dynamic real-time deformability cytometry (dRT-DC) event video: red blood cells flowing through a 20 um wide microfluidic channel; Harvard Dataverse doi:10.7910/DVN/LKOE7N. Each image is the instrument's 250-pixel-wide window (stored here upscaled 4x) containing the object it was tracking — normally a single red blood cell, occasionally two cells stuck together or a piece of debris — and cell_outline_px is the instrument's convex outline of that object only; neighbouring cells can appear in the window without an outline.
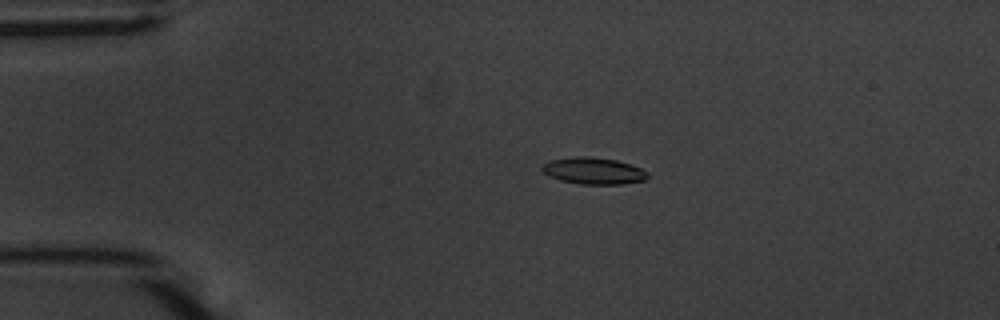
{"species": "common noctule bat (a hibernating species)", "species_latin": "Nyctalus noctula", "temperature_condition": "warm", "stored_images_in_passage": 56, "camera_frame_rate_fps": 3000, "um_per_image_px": 0.085, "animal": {"sex": "male", "body_mass_g": 20.1, "forearm_length_mm": 53.5}, "frame": {"image": 1, "passage_image": 13, "time_ms": 4.0, "image_size_px": [1000, 320], "cell_outline_px": [[648, 176], [644, 180], [620, 184], [580, 184], [560, 180], [548, 176], [540, 168], [548, 160], [572, 156], [588, 156], [616, 160], [640, 168], [648, 172]], "centroid_in_image_um": [50.39, 14.51], "position_along_channel_um": 34.6, "area_um2": 16.42}}
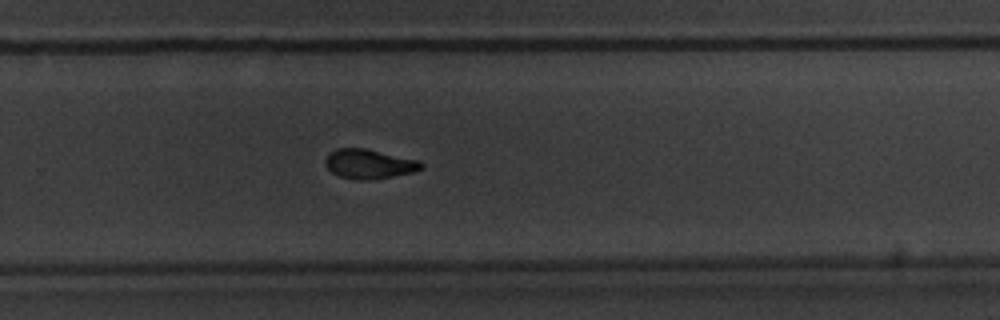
{"frame": {"image": 2, "passage_image": 38, "time_ms": 12.333, "image_size_px": [1000, 320], "cell_outline_px": [[424, 168], [412, 172], [372, 180], [360, 180], [340, 176], [332, 172], [324, 164], [324, 160], [328, 152], [336, 148], [364, 148], [420, 160], [424, 164]], "centroid_in_image_um": [31.36, 13.92], "position_along_channel_um": 298.4, "area_um2": 16.59}}
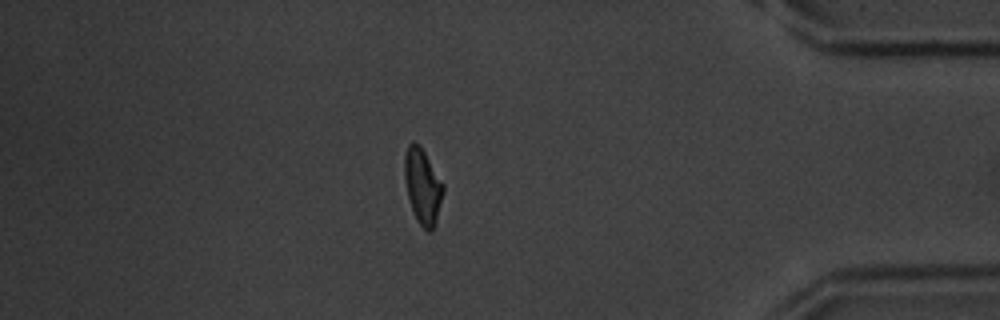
{"frame": {"image": 3, "passage_image": 49, "time_ms": 16.0, "image_size_px": [1000, 320], "cell_outline_px": [[444, 192], [436, 220], [432, 232], [428, 232], [416, 220], [408, 196], [404, 180], [404, 156], [408, 144], [412, 140], [420, 144], [444, 184]], "centroid_in_image_um": [35.92, 15.79], "position_along_channel_um": 399.3, "area_um2": 17.11}, "authors_computed_cell_mechanics": {"area_um2": 16.5019, "velocity_mm_per_s": 3.6776, "shape_relaxation_time_tau1_ms": 2.302, "shape_relaxation_time_tau2_ms": 2.8396, "deformation_change_tau1": 0.1804, "deformation_change_tau2": 0.0977}}